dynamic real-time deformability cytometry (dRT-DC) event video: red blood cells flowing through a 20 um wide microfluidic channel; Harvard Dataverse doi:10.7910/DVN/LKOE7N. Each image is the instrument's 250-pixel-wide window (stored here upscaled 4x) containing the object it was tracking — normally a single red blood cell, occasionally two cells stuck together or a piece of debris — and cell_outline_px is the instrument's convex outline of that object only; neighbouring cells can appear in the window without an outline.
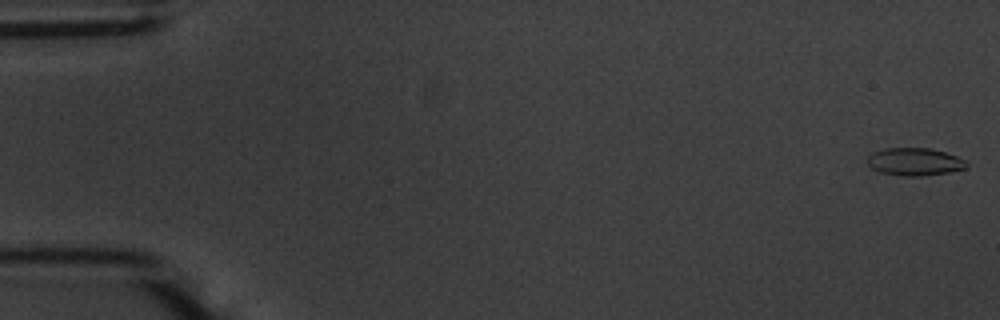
{"species": "common noctule bat (a hibernating species)", "species_latin": "Nyctalus noctula", "temperature_condition": "warm", "stored_images_in_passage": 14, "camera_frame_rate_fps": 3000, "um_per_image_px": 0.085, "animal": {"sex": "male", "body_mass_g": 20.1, "forearm_length_mm": 53.5}, "frame": {"image": 1, "passage_image": 1, "time_ms": 0.0, "image_size_px": [1000, 320], "cell_outline_px": [[968, 168], [948, 172], [920, 176], [900, 176], [880, 172], [872, 168], [868, 164], [868, 156], [872, 152], [884, 148], [932, 148], [968, 160]], "centroid_in_image_um": [77.77, 13.74], "position_along_channel_um": 7.2, "area_um2": 16.13}}